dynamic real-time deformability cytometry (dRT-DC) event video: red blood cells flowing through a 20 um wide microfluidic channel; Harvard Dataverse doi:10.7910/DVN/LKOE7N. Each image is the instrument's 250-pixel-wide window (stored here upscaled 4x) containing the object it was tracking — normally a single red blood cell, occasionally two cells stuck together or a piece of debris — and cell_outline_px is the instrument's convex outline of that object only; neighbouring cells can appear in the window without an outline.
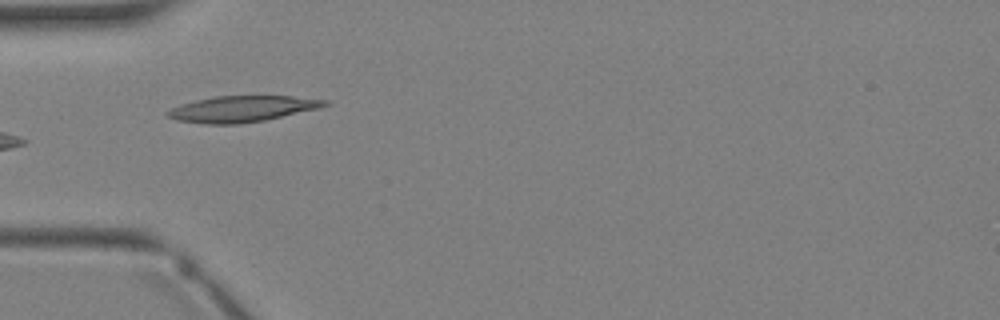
{"species": "Egyptian fruit bat (a non-hibernating species)", "species_latin": "Rousettus aegyptiacus", "temperature_condition": "warm", "stored_images_in_passage": 4, "camera_frame_rate_fps": 3000, "um_per_image_px": 0.085, "animal": {"sex": "female"}, "frame": {"image": 1, "passage_image": 4, "time_ms": 3.667, "image_size_px": [1000, 320], "cell_outline_px": [[332, 104], [320, 108], [264, 120], [240, 124], [204, 124], [176, 120], [168, 116], [168, 112], [172, 108], [180, 104], [196, 100], [216, 96], [292, 96], [328, 100]], "centroid_in_image_um": [20.62, 9.25], "position_along_channel_um": 64.4, "area_um2": 23.81}}